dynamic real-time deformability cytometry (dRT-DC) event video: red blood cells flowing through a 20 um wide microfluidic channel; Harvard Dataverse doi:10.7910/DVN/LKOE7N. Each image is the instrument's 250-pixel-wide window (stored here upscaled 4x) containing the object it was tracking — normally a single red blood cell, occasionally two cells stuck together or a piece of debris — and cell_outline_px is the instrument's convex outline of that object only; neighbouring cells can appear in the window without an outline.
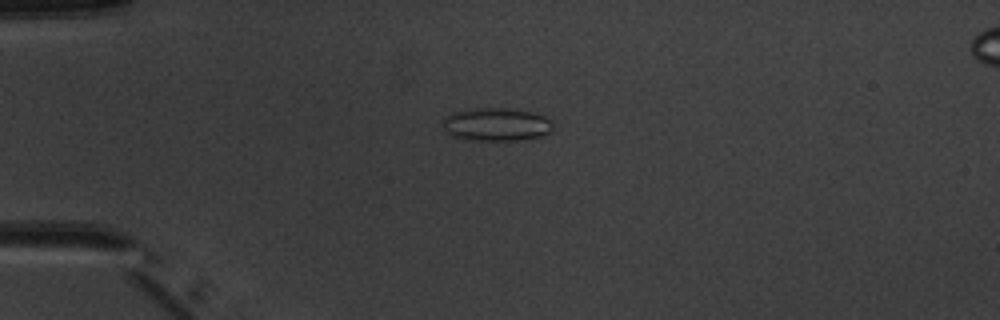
{"species": "common noctule bat (a hibernating species)", "species_latin": "Nyctalus noctula", "temperature_condition": "warm", "stored_images_in_passage": 6, "camera_frame_rate_fps": 3000, "um_per_image_px": 0.085, "animal": {"sex": "male", "body_mass_g": 20.1, "forearm_length_mm": 53.5}, "frame": {"image": 1, "passage_image": 4, "time_ms": 4.333, "image_size_px": [1000, 320], "cell_outline_px": [[552, 128], [548, 132], [540, 136], [524, 140], [464, 140], [452, 136], [444, 128], [444, 116], [452, 112], [472, 108], [512, 108], [532, 112], [544, 116], [552, 120]], "centroid_in_image_um": [42.18, 10.57], "position_along_channel_um": 42.8, "area_um2": 21.44}}